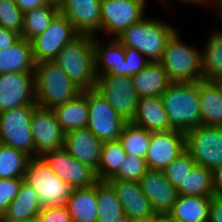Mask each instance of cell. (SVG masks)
Returning a JSON list of instances; mask_svg holds the SVG:
<instances>
[{
    "instance_id": "obj_1",
    "label": "cell",
    "mask_w": 222,
    "mask_h": 222,
    "mask_svg": "<svg viewBox=\"0 0 222 222\" xmlns=\"http://www.w3.org/2000/svg\"><path fill=\"white\" fill-rule=\"evenodd\" d=\"M161 99L169 130L186 132L202 125L198 82H171Z\"/></svg>"
},
{
    "instance_id": "obj_2",
    "label": "cell",
    "mask_w": 222,
    "mask_h": 222,
    "mask_svg": "<svg viewBox=\"0 0 222 222\" xmlns=\"http://www.w3.org/2000/svg\"><path fill=\"white\" fill-rule=\"evenodd\" d=\"M82 91L95 89V51L93 36L79 35L53 60Z\"/></svg>"
},
{
    "instance_id": "obj_3",
    "label": "cell",
    "mask_w": 222,
    "mask_h": 222,
    "mask_svg": "<svg viewBox=\"0 0 222 222\" xmlns=\"http://www.w3.org/2000/svg\"><path fill=\"white\" fill-rule=\"evenodd\" d=\"M34 74L37 106L54 109L82 93L54 61L36 63Z\"/></svg>"
},
{
    "instance_id": "obj_4",
    "label": "cell",
    "mask_w": 222,
    "mask_h": 222,
    "mask_svg": "<svg viewBox=\"0 0 222 222\" xmlns=\"http://www.w3.org/2000/svg\"><path fill=\"white\" fill-rule=\"evenodd\" d=\"M175 30L176 27L158 18L143 17L116 39L123 46L139 50L150 62L161 61L167 40Z\"/></svg>"
},
{
    "instance_id": "obj_5",
    "label": "cell",
    "mask_w": 222,
    "mask_h": 222,
    "mask_svg": "<svg viewBox=\"0 0 222 222\" xmlns=\"http://www.w3.org/2000/svg\"><path fill=\"white\" fill-rule=\"evenodd\" d=\"M160 62L170 82H198L204 79L201 50L183 42L177 29L167 40Z\"/></svg>"
},
{
    "instance_id": "obj_6",
    "label": "cell",
    "mask_w": 222,
    "mask_h": 222,
    "mask_svg": "<svg viewBox=\"0 0 222 222\" xmlns=\"http://www.w3.org/2000/svg\"><path fill=\"white\" fill-rule=\"evenodd\" d=\"M23 179L35 189L42 208L66 205L73 190L50 169L41 156L29 158Z\"/></svg>"
},
{
    "instance_id": "obj_7",
    "label": "cell",
    "mask_w": 222,
    "mask_h": 222,
    "mask_svg": "<svg viewBox=\"0 0 222 222\" xmlns=\"http://www.w3.org/2000/svg\"><path fill=\"white\" fill-rule=\"evenodd\" d=\"M36 103L0 113V138L2 143L34 157V140L31 132V116Z\"/></svg>"
},
{
    "instance_id": "obj_8",
    "label": "cell",
    "mask_w": 222,
    "mask_h": 222,
    "mask_svg": "<svg viewBox=\"0 0 222 222\" xmlns=\"http://www.w3.org/2000/svg\"><path fill=\"white\" fill-rule=\"evenodd\" d=\"M185 147L195 164L213 170L222 164V127L201 125L188 129Z\"/></svg>"
},
{
    "instance_id": "obj_9",
    "label": "cell",
    "mask_w": 222,
    "mask_h": 222,
    "mask_svg": "<svg viewBox=\"0 0 222 222\" xmlns=\"http://www.w3.org/2000/svg\"><path fill=\"white\" fill-rule=\"evenodd\" d=\"M87 103V128L102 142L119 140L127 121L95 89L87 90Z\"/></svg>"
},
{
    "instance_id": "obj_10",
    "label": "cell",
    "mask_w": 222,
    "mask_h": 222,
    "mask_svg": "<svg viewBox=\"0 0 222 222\" xmlns=\"http://www.w3.org/2000/svg\"><path fill=\"white\" fill-rule=\"evenodd\" d=\"M95 90L127 122H131L138 105L139 96L130 76H97Z\"/></svg>"
},
{
    "instance_id": "obj_11",
    "label": "cell",
    "mask_w": 222,
    "mask_h": 222,
    "mask_svg": "<svg viewBox=\"0 0 222 222\" xmlns=\"http://www.w3.org/2000/svg\"><path fill=\"white\" fill-rule=\"evenodd\" d=\"M79 35L67 17L59 13L43 33L31 40L35 63L53 61Z\"/></svg>"
},
{
    "instance_id": "obj_12",
    "label": "cell",
    "mask_w": 222,
    "mask_h": 222,
    "mask_svg": "<svg viewBox=\"0 0 222 222\" xmlns=\"http://www.w3.org/2000/svg\"><path fill=\"white\" fill-rule=\"evenodd\" d=\"M147 0H101V32L116 38L144 17Z\"/></svg>"
},
{
    "instance_id": "obj_13",
    "label": "cell",
    "mask_w": 222,
    "mask_h": 222,
    "mask_svg": "<svg viewBox=\"0 0 222 222\" xmlns=\"http://www.w3.org/2000/svg\"><path fill=\"white\" fill-rule=\"evenodd\" d=\"M41 157L72 188L94 186L99 181L94 169L76 160L64 147L45 152Z\"/></svg>"
},
{
    "instance_id": "obj_14",
    "label": "cell",
    "mask_w": 222,
    "mask_h": 222,
    "mask_svg": "<svg viewBox=\"0 0 222 222\" xmlns=\"http://www.w3.org/2000/svg\"><path fill=\"white\" fill-rule=\"evenodd\" d=\"M34 157L64 147L65 133L53 109L36 106L31 116Z\"/></svg>"
},
{
    "instance_id": "obj_15",
    "label": "cell",
    "mask_w": 222,
    "mask_h": 222,
    "mask_svg": "<svg viewBox=\"0 0 222 222\" xmlns=\"http://www.w3.org/2000/svg\"><path fill=\"white\" fill-rule=\"evenodd\" d=\"M36 103L34 72L0 74V113Z\"/></svg>"
},
{
    "instance_id": "obj_16",
    "label": "cell",
    "mask_w": 222,
    "mask_h": 222,
    "mask_svg": "<svg viewBox=\"0 0 222 222\" xmlns=\"http://www.w3.org/2000/svg\"><path fill=\"white\" fill-rule=\"evenodd\" d=\"M185 147V133L178 130L151 132L145 160L148 169L163 171L175 160Z\"/></svg>"
},
{
    "instance_id": "obj_17",
    "label": "cell",
    "mask_w": 222,
    "mask_h": 222,
    "mask_svg": "<svg viewBox=\"0 0 222 222\" xmlns=\"http://www.w3.org/2000/svg\"><path fill=\"white\" fill-rule=\"evenodd\" d=\"M62 15L80 35L101 33V0H57Z\"/></svg>"
},
{
    "instance_id": "obj_18",
    "label": "cell",
    "mask_w": 222,
    "mask_h": 222,
    "mask_svg": "<svg viewBox=\"0 0 222 222\" xmlns=\"http://www.w3.org/2000/svg\"><path fill=\"white\" fill-rule=\"evenodd\" d=\"M119 199L123 213L136 222L152 219L156 213L144 195L138 181L107 179Z\"/></svg>"
},
{
    "instance_id": "obj_19",
    "label": "cell",
    "mask_w": 222,
    "mask_h": 222,
    "mask_svg": "<svg viewBox=\"0 0 222 222\" xmlns=\"http://www.w3.org/2000/svg\"><path fill=\"white\" fill-rule=\"evenodd\" d=\"M138 182L156 214H168L172 210L178 193L163 171L148 169Z\"/></svg>"
},
{
    "instance_id": "obj_20",
    "label": "cell",
    "mask_w": 222,
    "mask_h": 222,
    "mask_svg": "<svg viewBox=\"0 0 222 222\" xmlns=\"http://www.w3.org/2000/svg\"><path fill=\"white\" fill-rule=\"evenodd\" d=\"M103 142L87 127L72 130L65 134L64 148L79 162L98 170Z\"/></svg>"
},
{
    "instance_id": "obj_21",
    "label": "cell",
    "mask_w": 222,
    "mask_h": 222,
    "mask_svg": "<svg viewBox=\"0 0 222 222\" xmlns=\"http://www.w3.org/2000/svg\"><path fill=\"white\" fill-rule=\"evenodd\" d=\"M109 39V44H105L102 39L93 36L96 76H125L124 46L116 38Z\"/></svg>"
},
{
    "instance_id": "obj_22",
    "label": "cell",
    "mask_w": 222,
    "mask_h": 222,
    "mask_svg": "<svg viewBox=\"0 0 222 222\" xmlns=\"http://www.w3.org/2000/svg\"><path fill=\"white\" fill-rule=\"evenodd\" d=\"M131 123L149 132L169 131L168 116L161 96L141 97Z\"/></svg>"
},
{
    "instance_id": "obj_23",
    "label": "cell",
    "mask_w": 222,
    "mask_h": 222,
    "mask_svg": "<svg viewBox=\"0 0 222 222\" xmlns=\"http://www.w3.org/2000/svg\"><path fill=\"white\" fill-rule=\"evenodd\" d=\"M202 125L222 127V85L217 80L199 81Z\"/></svg>"
},
{
    "instance_id": "obj_24",
    "label": "cell",
    "mask_w": 222,
    "mask_h": 222,
    "mask_svg": "<svg viewBox=\"0 0 222 222\" xmlns=\"http://www.w3.org/2000/svg\"><path fill=\"white\" fill-rule=\"evenodd\" d=\"M132 81L139 98L161 96L171 83L160 61L149 62Z\"/></svg>"
},
{
    "instance_id": "obj_25",
    "label": "cell",
    "mask_w": 222,
    "mask_h": 222,
    "mask_svg": "<svg viewBox=\"0 0 222 222\" xmlns=\"http://www.w3.org/2000/svg\"><path fill=\"white\" fill-rule=\"evenodd\" d=\"M35 64L31 41L25 38H20L11 47L0 50V74L34 72Z\"/></svg>"
},
{
    "instance_id": "obj_26",
    "label": "cell",
    "mask_w": 222,
    "mask_h": 222,
    "mask_svg": "<svg viewBox=\"0 0 222 222\" xmlns=\"http://www.w3.org/2000/svg\"><path fill=\"white\" fill-rule=\"evenodd\" d=\"M72 222H96V184L90 187L73 188L66 205Z\"/></svg>"
},
{
    "instance_id": "obj_27",
    "label": "cell",
    "mask_w": 222,
    "mask_h": 222,
    "mask_svg": "<svg viewBox=\"0 0 222 222\" xmlns=\"http://www.w3.org/2000/svg\"><path fill=\"white\" fill-rule=\"evenodd\" d=\"M53 111L65 134L75 129L86 128L89 117L87 90L82 91L75 99L55 107Z\"/></svg>"
},
{
    "instance_id": "obj_28",
    "label": "cell",
    "mask_w": 222,
    "mask_h": 222,
    "mask_svg": "<svg viewBox=\"0 0 222 222\" xmlns=\"http://www.w3.org/2000/svg\"><path fill=\"white\" fill-rule=\"evenodd\" d=\"M42 206L35 189L22 182L15 199L3 214V222H18L38 216Z\"/></svg>"
},
{
    "instance_id": "obj_29",
    "label": "cell",
    "mask_w": 222,
    "mask_h": 222,
    "mask_svg": "<svg viewBox=\"0 0 222 222\" xmlns=\"http://www.w3.org/2000/svg\"><path fill=\"white\" fill-rule=\"evenodd\" d=\"M211 197L178 195L168 213L176 222H208Z\"/></svg>"
},
{
    "instance_id": "obj_30",
    "label": "cell",
    "mask_w": 222,
    "mask_h": 222,
    "mask_svg": "<svg viewBox=\"0 0 222 222\" xmlns=\"http://www.w3.org/2000/svg\"><path fill=\"white\" fill-rule=\"evenodd\" d=\"M59 13L57 0H52L49 4L25 12L23 31L20 37L31 41L43 33Z\"/></svg>"
},
{
    "instance_id": "obj_31",
    "label": "cell",
    "mask_w": 222,
    "mask_h": 222,
    "mask_svg": "<svg viewBox=\"0 0 222 222\" xmlns=\"http://www.w3.org/2000/svg\"><path fill=\"white\" fill-rule=\"evenodd\" d=\"M206 43L201 49L204 80H218L222 77V30H212Z\"/></svg>"
},
{
    "instance_id": "obj_32",
    "label": "cell",
    "mask_w": 222,
    "mask_h": 222,
    "mask_svg": "<svg viewBox=\"0 0 222 222\" xmlns=\"http://www.w3.org/2000/svg\"><path fill=\"white\" fill-rule=\"evenodd\" d=\"M177 193L178 195L205 197L216 195L212 170L196 164L184 178L183 184L177 188Z\"/></svg>"
},
{
    "instance_id": "obj_33",
    "label": "cell",
    "mask_w": 222,
    "mask_h": 222,
    "mask_svg": "<svg viewBox=\"0 0 222 222\" xmlns=\"http://www.w3.org/2000/svg\"><path fill=\"white\" fill-rule=\"evenodd\" d=\"M97 220L96 222H115L123 214L122 205L112 187L106 181L96 183Z\"/></svg>"
},
{
    "instance_id": "obj_34",
    "label": "cell",
    "mask_w": 222,
    "mask_h": 222,
    "mask_svg": "<svg viewBox=\"0 0 222 222\" xmlns=\"http://www.w3.org/2000/svg\"><path fill=\"white\" fill-rule=\"evenodd\" d=\"M150 138L151 132L131 122H127L119 137V141L127 155L145 158Z\"/></svg>"
},
{
    "instance_id": "obj_35",
    "label": "cell",
    "mask_w": 222,
    "mask_h": 222,
    "mask_svg": "<svg viewBox=\"0 0 222 222\" xmlns=\"http://www.w3.org/2000/svg\"><path fill=\"white\" fill-rule=\"evenodd\" d=\"M127 156L119 140L103 142L100 164L96 175L99 181L109 179L122 165Z\"/></svg>"
},
{
    "instance_id": "obj_36",
    "label": "cell",
    "mask_w": 222,
    "mask_h": 222,
    "mask_svg": "<svg viewBox=\"0 0 222 222\" xmlns=\"http://www.w3.org/2000/svg\"><path fill=\"white\" fill-rule=\"evenodd\" d=\"M30 156L6 145L0 148V179L23 178Z\"/></svg>"
},
{
    "instance_id": "obj_37",
    "label": "cell",
    "mask_w": 222,
    "mask_h": 222,
    "mask_svg": "<svg viewBox=\"0 0 222 222\" xmlns=\"http://www.w3.org/2000/svg\"><path fill=\"white\" fill-rule=\"evenodd\" d=\"M195 161L185 150L173 160L164 170L166 179L177 189L183 184L184 178L195 166Z\"/></svg>"
},
{
    "instance_id": "obj_38",
    "label": "cell",
    "mask_w": 222,
    "mask_h": 222,
    "mask_svg": "<svg viewBox=\"0 0 222 222\" xmlns=\"http://www.w3.org/2000/svg\"><path fill=\"white\" fill-rule=\"evenodd\" d=\"M24 13L15 0H0V26L18 33L23 31Z\"/></svg>"
},
{
    "instance_id": "obj_39",
    "label": "cell",
    "mask_w": 222,
    "mask_h": 222,
    "mask_svg": "<svg viewBox=\"0 0 222 222\" xmlns=\"http://www.w3.org/2000/svg\"><path fill=\"white\" fill-rule=\"evenodd\" d=\"M147 170L145 158L127 155L122 165L109 179L139 181Z\"/></svg>"
},
{
    "instance_id": "obj_40",
    "label": "cell",
    "mask_w": 222,
    "mask_h": 222,
    "mask_svg": "<svg viewBox=\"0 0 222 222\" xmlns=\"http://www.w3.org/2000/svg\"><path fill=\"white\" fill-rule=\"evenodd\" d=\"M23 181V178L0 179V212L2 214L6 212L9 204L17 196Z\"/></svg>"
},
{
    "instance_id": "obj_41",
    "label": "cell",
    "mask_w": 222,
    "mask_h": 222,
    "mask_svg": "<svg viewBox=\"0 0 222 222\" xmlns=\"http://www.w3.org/2000/svg\"><path fill=\"white\" fill-rule=\"evenodd\" d=\"M125 49V76H134L139 73L150 61L137 49L124 46Z\"/></svg>"
},
{
    "instance_id": "obj_42",
    "label": "cell",
    "mask_w": 222,
    "mask_h": 222,
    "mask_svg": "<svg viewBox=\"0 0 222 222\" xmlns=\"http://www.w3.org/2000/svg\"><path fill=\"white\" fill-rule=\"evenodd\" d=\"M38 216L42 222H72L71 215L65 205L43 207Z\"/></svg>"
},
{
    "instance_id": "obj_43",
    "label": "cell",
    "mask_w": 222,
    "mask_h": 222,
    "mask_svg": "<svg viewBox=\"0 0 222 222\" xmlns=\"http://www.w3.org/2000/svg\"><path fill=\"white\" fill-rule=\"evenodd\" d=\"M208 222H222V194L211 196Z\"/></svg>"
},
{
    "instance_id": "obj_44",
    "label": "cell",
    "mask_w": 222,
    "mask_h": 222,
    "mask_svg": "<svg viewBox=\"0 0 222 222\" xmlns=\"http://www.w3.org/2000/svg\"><path fill=\"white\" fill-rule=\"evenodd\" d=\"M20 38L21 37L18 33L0 26V50H5L11 47Z\"/></svg>"
},
{
    "instance_id": "obj_45",
    "label": "cell",
    "mask_w": 222,
    "mask_h": 222,
    "mask_svg": "<svg viewBox=\"0 0 222 222\" xmlns=\"http://www.w3.org/2000/svg\"><path fill=\"white\" fill-rule=\"evenodd\" d=\"M52 0H15L17 6L23 13L34 8L49 4Z\"/></svg>"
},
{
    "instance_id": "obj_46",
    "label": "cell",
    "mask_w": 222,
    "mask_h": 222,
    "mask_svg": "<svg viewBox=\"0 0 222 222\" xmlns=\"http://www.w3.org/2000/svg\"><path fill=\"white\" fill-rule=\"evenodd\" d=\"M213 187L216 194L222 193V164L212 170Z\"/></svg>"
},
{
    "instance_id": "obj_47",
    "label": "cell",
    "mask_w": 222,
    "mask_h": 222,
    "mask_svg": "<svg viewBox=\"0 0 222 222\" xmlns=\"http://www.w3.org/2000/svg\"><path fill=\"white\" fill-rule=\"evenodd\" d=\"M156 1H159V0H156ZM172 1V0H171ZM177 1H181L182 3H185V4H194V5H201V6H212V4L208 1V0H177ZM160 2L165 5V3H169L170 1L169 0H160Z\"/></svg>"
},
{
    "instance_id": "obj_48",
    "label": "cell",
    "mask_w": 222,
    "mask_h": 222,
    "mask_svg": "<svg viewBox=\"0 0 222 222\" xmlns=\"http://www.w3.org/2000/svg\"><path fill=\"white\" fill-rule=\"evenodd\" d=\"M154 222H176L169 214H156Z\"/></svg>"
},
{
    "instance_id": "obj_49",
    "label": "cell",
    "mask_w": 222,
    "mask_h": 222,
    "mask_svg": "<svg viewBox=\"0 0 222 222\" xmlns=\"http://www.w3.org/2000/svg\"><path fill=\"white\" fill-rule=\"evenodd\" d=\"M212 6L215 8L213 11L216 12V15L222 20V0H217Z\"/></svg>"
},
{
    "instance_id": "obj_50",
    "label": "cell",
    "mask_w": 222,
    "mask_h": 222,
    "mask_svg": "<svg viewBox=\"0 0 222 222\" xmlns=\"http://www.w3.org/2000/svg\"><path fill=\"white\" fill-rule=\"evenodd\" d=\"M115 222H136V221L132 220L128 215L123 213L120 216V218L116 220Z\"/></svg>"
},
{
    "instance_id": "obj_51",
    "label": "cell",
    "mask_w": 222,
    "mask_h": 222,
    "mask_svg": "<svg viewBox=\"0 0 222 222\" xmlns=\"http://www.w3.org/2000/svg\"><path fill=\"white\" fill-rule=\"evenodd\" d=\"M18 222H42L39 216H36L34 218L31 219H27V220H22V221H18Z\"/></svg>"
},
{
    "instance_id": "obj_52",
    "label": "cell",
    "mask_w": 222,
    "mask_h": 222,
    "mask_svg": "<svg viewBox=\"0 0 222 222\" xmlns=\"http://www.w3.org/2000/svg\"><path fill=\"white\" fill-rule=\"evenodd\" d=\"M140 222H154V217L150 220H146V221H140Z\"/></svg>"
},
{
    "instance_id": "obj_53",
    "label": "cell",
    "mask_w": 222,
    "mask_h": 222,
    "mask_svg": "<svg viewBox=\"0 0 222 222\" xmlns=\"http://www.w3.org/2000/svg\"><path fill=\"white\" fill-rule=\"evenodd\" d=\"M0 222H3V214L0 212Z\"/></svg>"
},
{
    "instance_id": "obj_54",
    "label": "cell",
    "mask_w": 222,
    "mask_h": 222,
    "mask_svg": "<svg viewBox=\"0 0 222 222\" xmlns=\"http://www.w3.org/2000/svg\"><path fill=\"white\" fill-rule=\"evenodd\" d=\"M212 5L217 1V0H208Z\"/></svg>"
},
{
    "instance_id": "obj_55",
    "label": "cell",
    "mask_w": 222,
    "mask_h": 222,
    "mask_svg": "<svg viewBox=\"0 0 222 222\" xmlns=\"http://www.w3.org/2000/svg\"><path fill=\"white\" fill-rule=\"evenodd\" d=\"M217 81L222 85V77H220V79H218Z\"/></svg>"
},
{
    "instance_id": "obj_56",
    "label": "cell",
    "mask_w": 222,
    "mask_h": 222,
    "mask_svg": "<svg viewBox=\"0 0 222 222\" xmlns=\"http://www.w3.org/2000/svg\"><path fill=\"white\" fill-rule=\"evenodd\" d=\"M2 145H3L2 139L0 138V148H1Z\"/></svg>"
}]
</instances>
